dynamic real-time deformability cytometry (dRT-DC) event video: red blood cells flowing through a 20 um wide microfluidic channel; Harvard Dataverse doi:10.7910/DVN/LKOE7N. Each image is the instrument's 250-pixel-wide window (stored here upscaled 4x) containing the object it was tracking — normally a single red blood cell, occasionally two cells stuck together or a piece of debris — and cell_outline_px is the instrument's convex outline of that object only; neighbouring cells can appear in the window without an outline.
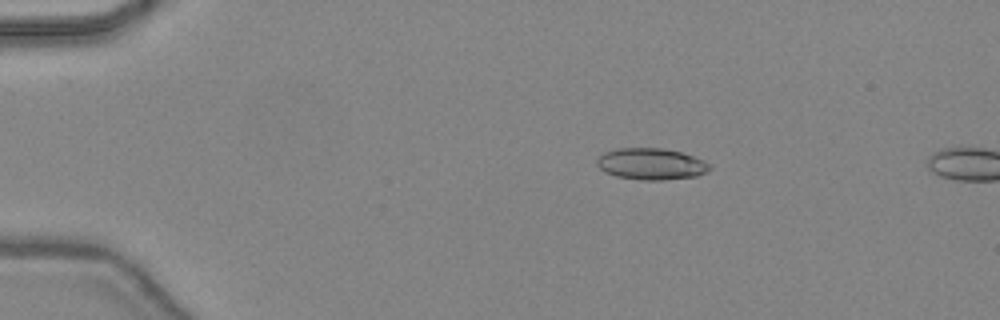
{"species": "common noctule bat (a hibernating species)", "species_latin": "Nyctalus noctula", "temperature_condition": "warm", "stored_images_in_passage": 7, "camera_frame_rate_fps": 3000, "um_per_image_px": 0.085, "animal": {"sex": "female", "body_mass_g": 24.6, "forearm_length_mm": 56.2}, "frame": {"image": 1, "passage_image": 4, "time_ms": 1.0, "image_size_px": [1000, 320], "cell_outline_px": [[712, 168], [708, 172], [696, 176], [664, 180], [640, 180], [616, 176], [604, 172], [596, 164], [596, 160], [604, 152], [616, 148], [664, 148], [680, 152], [704, 160]], "centroid_in_image_um": [55.34, 13.94], "position_along_channel_um": 29.7, "area_um2": 20.81}}